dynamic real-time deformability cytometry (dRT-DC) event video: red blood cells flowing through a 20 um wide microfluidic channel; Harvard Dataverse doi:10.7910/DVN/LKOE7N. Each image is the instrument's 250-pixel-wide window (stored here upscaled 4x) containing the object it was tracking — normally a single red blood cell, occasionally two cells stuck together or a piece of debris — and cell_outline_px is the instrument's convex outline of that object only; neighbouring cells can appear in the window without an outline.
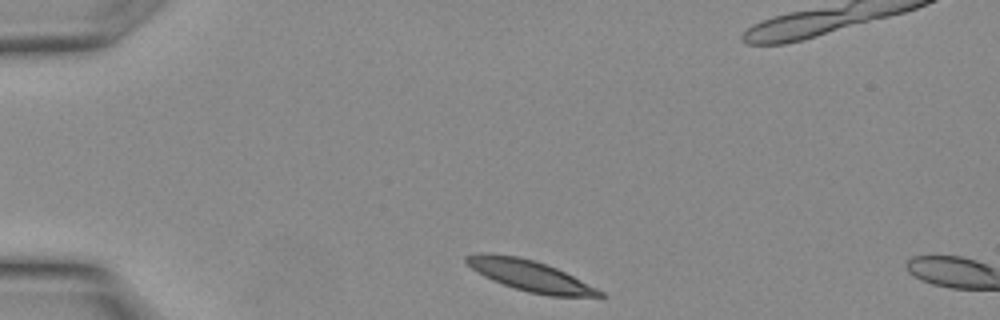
{"species": "Egyptian fruit bat (a non-hibernating species)", "species_latin": "Rousettus aegyptiacus", "temperature_condition": "warm", "stored_images_in_passage": 3, "camera_frame_rate_fps": 3000, "um_per_image_px": 0.085, "animal": {"sex": "female"}, "frame": {"image": 1, "passage_image": 1, "time_ms": 0.0, "image_size_px": [1000, 320], "cell_outline_px": [[604, 296], [548, 296], [528, 292], [492, 280], [484, 276], [472, 268], [464, 260], [464, 256], [476, 252], [488, 252], [516, 256], [532, 260], [556, 268], [604, 292]], "centroid_in_image_um": [44.97, 23.41], "position_along_channel_um": 40.0, "area_um2": 23.58}}